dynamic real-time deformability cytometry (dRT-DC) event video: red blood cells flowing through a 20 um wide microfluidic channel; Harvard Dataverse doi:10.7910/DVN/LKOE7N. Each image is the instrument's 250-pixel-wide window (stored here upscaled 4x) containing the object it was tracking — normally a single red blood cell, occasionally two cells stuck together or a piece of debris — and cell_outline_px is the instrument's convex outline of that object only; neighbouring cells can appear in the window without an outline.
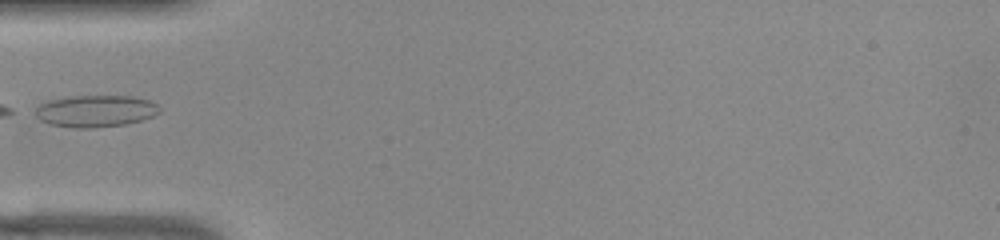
{"species": "common noctule bat (a hibernating species)", "species_latin": "Nyctalus noctula", "temperature_condition": "warm", "stored_images_in_passage": 35, "camera_frame_rate_fps": 3000, "um_per_image_px": 0.085, "animal": {"sex": "female", "body_mass_g": 22.0, "forearm_length_mm": 56.7}, "frame": {"image": 1, "passage_image": 1, "time_ms": 0.0, "image_size_px": [1000, 240], "cell_outline_px": [[160, 112], [152, 116], [140, 120], [124, 124], [88, 128], [76, 128], [52, 124], [40, 120], [36, 116], [36, 108], [40, 104], [48, 100], [72, 96], [132, 96], [148, 100], [156, 104], [160, 108]], "centroid_in_image_um": [8.11, 9.43], "position_along_channel_um": 76.9, "area_um2": 22.77}}